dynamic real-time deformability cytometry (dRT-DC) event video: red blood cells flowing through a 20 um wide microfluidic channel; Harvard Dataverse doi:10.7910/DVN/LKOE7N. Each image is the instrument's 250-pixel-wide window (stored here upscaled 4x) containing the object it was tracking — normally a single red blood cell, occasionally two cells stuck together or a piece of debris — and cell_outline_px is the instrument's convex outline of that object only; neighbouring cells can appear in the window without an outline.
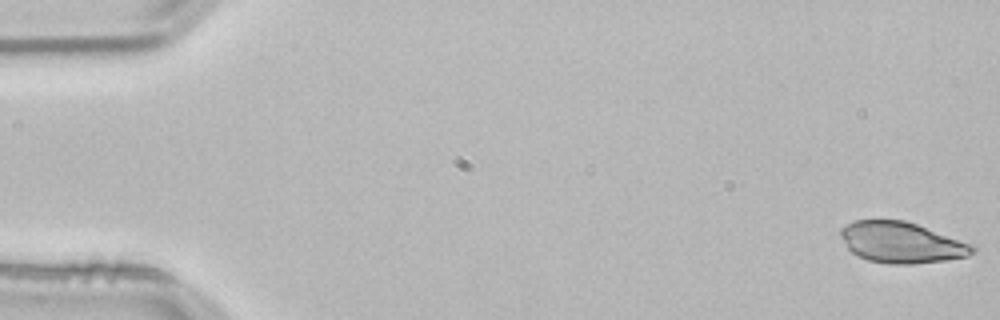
{"species": "common noctule bat (a hibernating species)", "species_latin": "Nyctalus noctula", "temperature_condition": "room temperature", "stored_images_in_passage": 53, "camera_frame_rate_fps": 3000, "um_per_image_px": 0.085, "animal": {"sex": "male", "body_mass_g": 21.5, "forearm_length_mm": 52.0}, "frame": {"image": 1, "passage_image": 1, "time_ms": 0.0, "image_size_px": [1000, 320], "cell_outline_px": [[976, 252], [968, 256], [944, 260], [912, 264], [888, 264], [868, 260], [856, 256], [848, 248], [840, 236], [840, 228], [856, 220], [904, 220], [916, 224], [972, 244], [976, 248]], "centroid_in_image_um": [76.61, 20.62], "position_along_channel_um": 8.4, "area_um2": 31.33}}
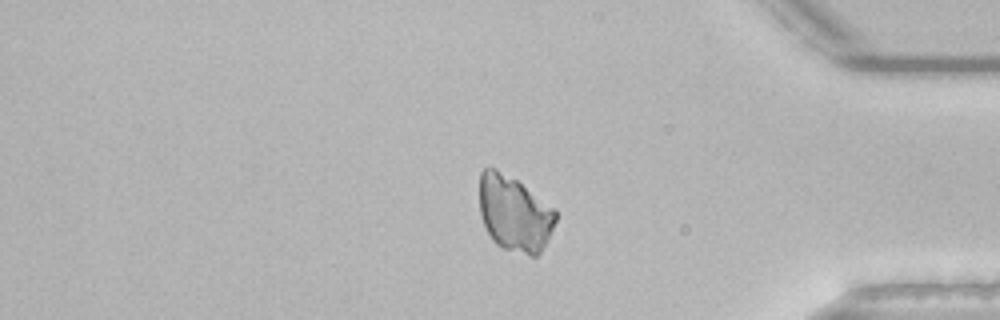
{"frame": {"image": 2, "passage_image": 44, "time_ms": 14.333, "image_size_px": [1000, 320], "cell_outline_px": [[556, 220], [540, 252], [536, 256], [528, 256], [504, 248], [496, 244], [492, 240], [480, 216], [480, 172], [484, 168], [496, 168], [516, 180], [556, 208]], "centroid_in_image_um": [43.71, 18.14], "position_along_channel_um": 391.5, "area_um2": 33.41}}